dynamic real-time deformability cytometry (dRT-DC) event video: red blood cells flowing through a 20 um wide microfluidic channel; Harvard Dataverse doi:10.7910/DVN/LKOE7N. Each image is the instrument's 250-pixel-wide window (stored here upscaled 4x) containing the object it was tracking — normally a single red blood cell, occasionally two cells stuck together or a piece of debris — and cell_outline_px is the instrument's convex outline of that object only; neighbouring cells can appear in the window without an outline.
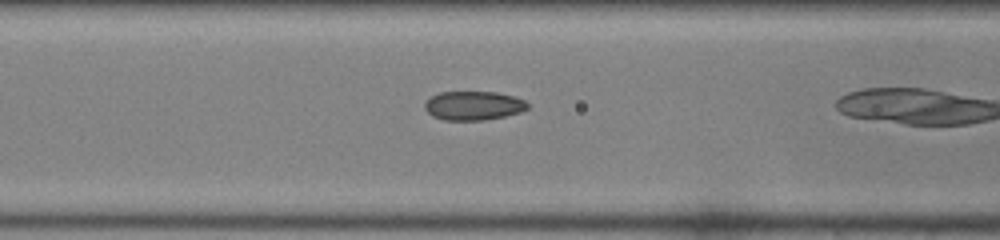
{"species": "common noctule bat (a hibernating species)", "species_latin": "Nyctalus noctula", "temperature_condition": "room temperature", "stored_images_in_passage": 26, "camera_frame_rate_fps": 3000, "um_per_image_px": 0.085, "animal": {"sex": "female", "body_mass_g": 22.0, "forearm_length_mm": 56.7}, "frame": {"image": 1, "passage_image": 10, "time_ms": 3.0, "image_size_px": [1000, 240], "cell_outline_px": [[528, 108], [520, 112], [504, 116], [484, 120], [444, 120], [432, 116], [424, 108], [424, 100], [428, 96], [440, 92], [496, 92], [512, 96], [524, 100], [528, 104]], "centroid_in_image_um": [40.18, 8.97], "position_along_channel_um": 126.4, "area_um2": 17.46}}
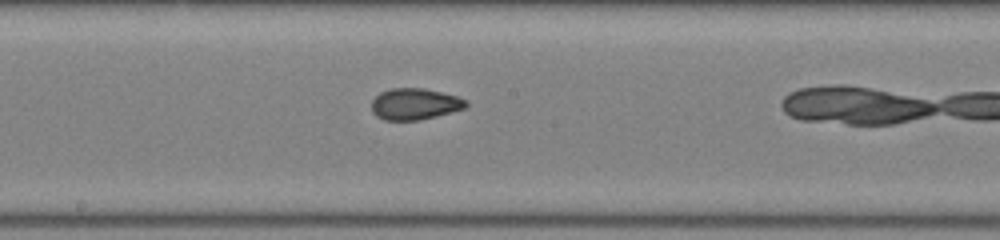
{"frame": {"image": 2, "passage_image": 16, "time_ms": 5.0, "image_size_px": [1000, 240], "cell_outline_px": [[468, 104], [464, 108], [436, 116], [420, 120], [384, 120], [376, 116], [372, 112], [372, 100], [380, 92], [392, 88], [424, 88], [456, 96], [468, 100]], "centroid_in_image_um": [35.24, 8.84], "position_along_channel_um": 213.0, "area_um2": 17.22}}
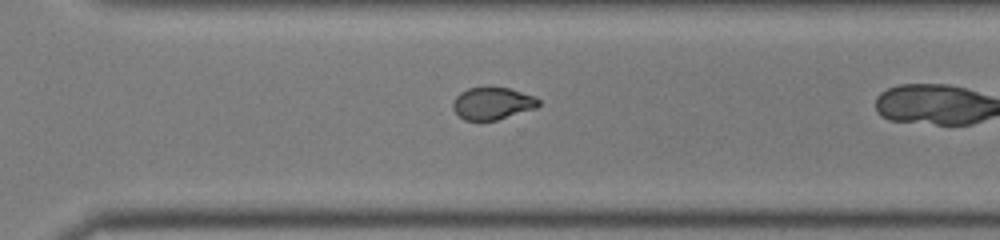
{"frame": {"image": 3, "passage_image": 24, "time_ms": 7.667, "image_size_px": [1000, 240], "cell_outline_px": [[540, 104], [536, 108], [496, 120], [464, 120], [452, 108], [452, 104], [456, 96], [460, 92], [468, 88], [484, 84], [492, 84], [508, 88], [536, 96], [540, 100]], "centroid_in_image_um": [41.85, 8.73], "position_along_channel_um": 328.7, "area_um2": 16.65}}